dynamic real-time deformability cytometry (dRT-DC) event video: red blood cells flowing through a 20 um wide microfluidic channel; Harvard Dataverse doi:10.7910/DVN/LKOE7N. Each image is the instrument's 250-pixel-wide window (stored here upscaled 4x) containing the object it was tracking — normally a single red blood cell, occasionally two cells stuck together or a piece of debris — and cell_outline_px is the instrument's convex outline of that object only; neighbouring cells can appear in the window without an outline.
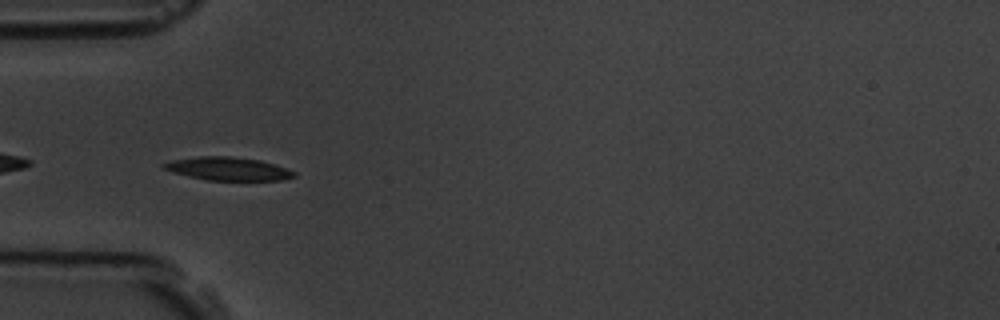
{"species": "common noctule bat (a hibernating species)", "species_latin": "Nyctalus noctula", "temperature_condition": "room temperature", "stored_images_in_passage": 5, "camera_frame_rate_fps": 3000, "um_per_image_px": 0.085, "animal": {"sex": "male", "body_mass_g": 19.5, "forearm_length_mm": 54.6}, "frame": {"image": 1, "passage_image": 3, "time_ms": 2.333, "image_size_px": [1000, 320], "cell_outline_px": [[296, 176], [284, 180], [208, 180], [188, 176], [172, 172], [164, 168], [160, 164], [172, 160], [200, 156], [228, 156], [260, 160], [296, 172]], "centroid_in_image_um": [19.36, 14.35], "position_along_channel_um": 65.6, "area_um2": 17.46}}
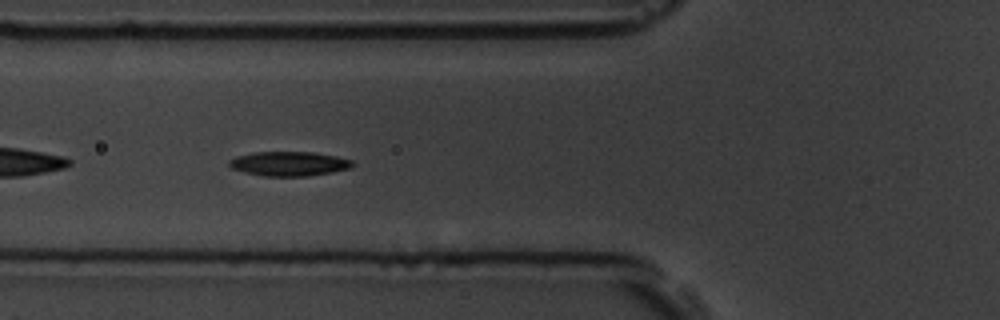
{"frame": {"image": 2, "passage_image": 4, "time_ms": 3.333, "image_size_px": [1000, 320], "cell_outline_px": [[356, 164], [348, 168], [332, 172], [308, 176], [264, 176], [244, 172], [232, 168], [228, 164], [228, 160], [236, 156], [252, 152], [312, 152], [336, 156], [352, 160]], "centroid_in_image_um": [24.55, 13.91], "position_along_channel_um": 101.3, "area_um2": 17.57}}
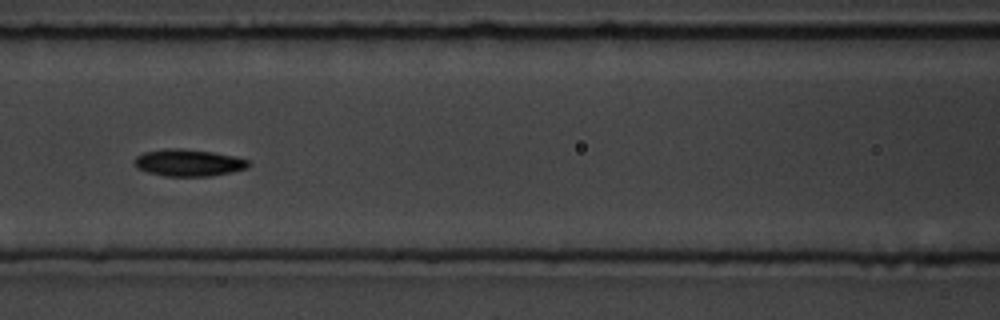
{"frame": {"image": 3, "passage_image": 5, "time_ms": 4.667, "image_size_px": [1000, 320], "cell_outline_px": [[252, 164], [248, 168], [208, 176], [164, 176], [148, 172], [136, 168], [136, 156], [144, 152], [164, 148], [180, 148], [212, 152], [236, 156], [248, 160]], "centroid_in_image_um": [16.03, 13.82], "position_along_channel_um": 150.6, "area_um2": 17.86}}